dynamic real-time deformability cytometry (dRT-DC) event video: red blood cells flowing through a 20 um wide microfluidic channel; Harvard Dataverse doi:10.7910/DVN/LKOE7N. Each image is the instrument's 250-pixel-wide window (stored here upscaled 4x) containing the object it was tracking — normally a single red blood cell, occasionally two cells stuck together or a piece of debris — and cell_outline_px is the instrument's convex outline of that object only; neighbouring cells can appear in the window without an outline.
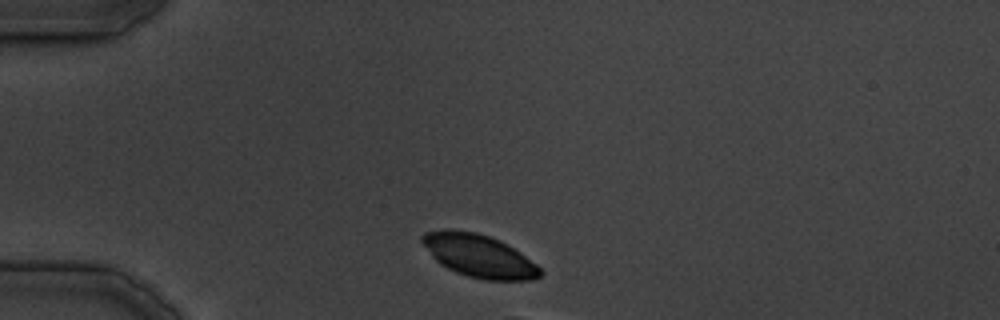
{"species": "common noctule bat (a hibernating species)", "species_latin": "Nyctalus noctula", "temperature_condition": "cold", "stored_images_in_passage": 5, "camera_frame_rate_fps": 3000, "um_per_image_px": 0.085, "animal": {"sex": "male", "body_mass_g": 19.5, "forearm_length_mm": 54.6}, "frame": {"image": 1, "passage_image": 1, "time_ms": 0.0, "image_size_px": [1000, 320], "cell_outline_px": [[544, 272], [540, 276], [532, 280], [484, 280], [468, 276], [456, 272], [440, 264], [432, 256], [420, 240], [420, 236], [424, 232], [440, 228], [448, 228], [476, 232], [500, 240], [508, 244], [520, 252], [536, 264]], "centroid_in_image_um": [40.69, 21.72], "position_along_channel_um": 44.3, "area_um2": 29.71}}